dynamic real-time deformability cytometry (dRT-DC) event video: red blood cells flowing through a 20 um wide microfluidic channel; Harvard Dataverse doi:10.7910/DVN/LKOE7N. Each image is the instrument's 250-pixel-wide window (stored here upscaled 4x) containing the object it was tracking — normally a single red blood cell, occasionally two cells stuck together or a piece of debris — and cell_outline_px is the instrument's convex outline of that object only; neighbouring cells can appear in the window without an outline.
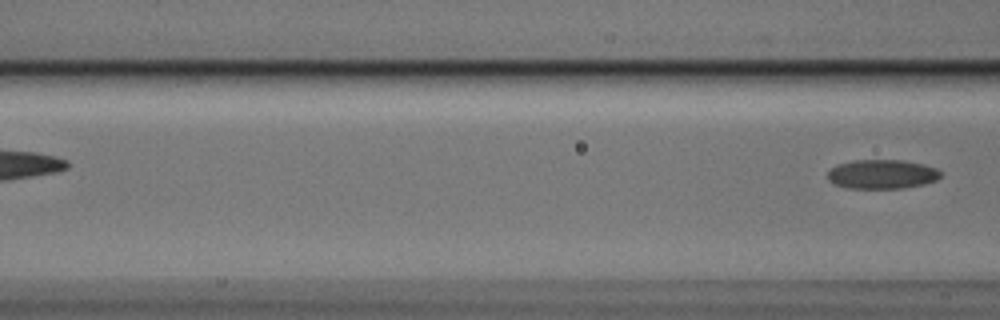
{"species": "Egyptian fruit bat (a non-hibernating species)", "species_latin": "Rousettus aegyptiacus", "temperature_condition": "cold", "stored_images_in_passage": 4, "camera_frame_rate_fps": 3000, "um_per_image_px": 0.085, "animal": {"sex": "male"}, "frame": {"image": 1, "passage_image": 4, "time_ms": 1.0, "image_size_px": [1000, 320], "cell_outline_px": [[940, 176], [936, 180], [924, 184], [904, 188], [848, 188], [832, 184], [828, 180], [828, 172], [836, 164], [852, 160], [900, 160], [924, 164], [936, 168], [940, 172]], "centroid_in_image_um": [74.94, 14.8], "position_along_channel_um": 91.7, "area_um2": 19.31}}